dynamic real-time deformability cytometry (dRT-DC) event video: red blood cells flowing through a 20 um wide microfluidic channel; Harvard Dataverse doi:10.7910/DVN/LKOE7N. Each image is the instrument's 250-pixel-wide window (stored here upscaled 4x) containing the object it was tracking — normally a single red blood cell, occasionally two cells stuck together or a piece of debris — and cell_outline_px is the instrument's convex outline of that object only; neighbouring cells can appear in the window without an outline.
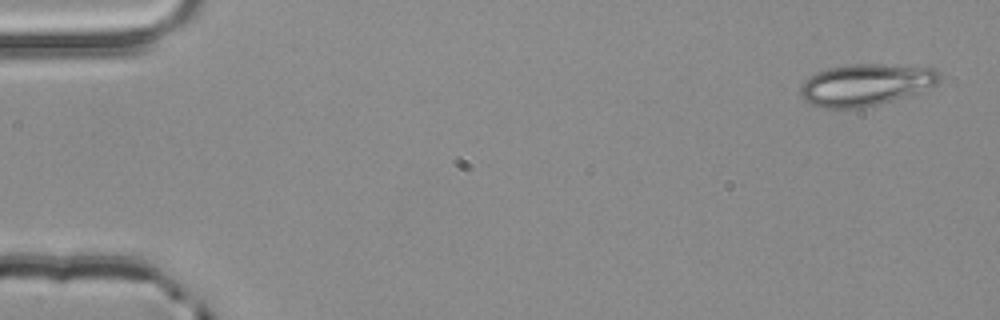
{"species": "common noctule bat (a hibernating species)", "species_latin": "Nyctalus noctula", "temperature_condition": "room temperature", "stored_images_in_passage": 3, "camera_frame_rate_fps": 3000, "um_per_image_px": 0.085, "animal": {"sex": "male", "body_mass_g": 20.4}, "frame": {"image": 1, "passage_image": 1, "time_ms": 0.0, "image_size_px": [1000, 320], "cell_outline_px": [[940, 80], [936, 84], [916, 92], [904, 96], [876, 104], [860, 108], [824, 108], [808, 104], [800, 96], [800, 88], [804, 80], [816, 72], [828, 68], [848, 64], [884, 64], [936, 68], [940, 72]], "centroid_in_image_um": [73.53, 7.19], "position_along_channel_um": 11.5, "area_um2": 33.76}}